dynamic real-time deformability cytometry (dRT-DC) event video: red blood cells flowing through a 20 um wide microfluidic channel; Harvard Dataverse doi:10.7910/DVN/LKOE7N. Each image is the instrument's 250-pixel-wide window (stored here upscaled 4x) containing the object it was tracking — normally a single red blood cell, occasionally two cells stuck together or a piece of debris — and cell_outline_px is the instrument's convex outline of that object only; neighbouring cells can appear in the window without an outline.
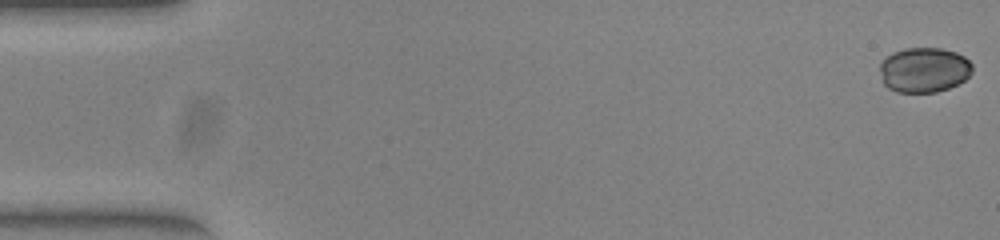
{"species": "common noctule bat (a hibernating species)", "species_latin": "Nyctalus noctula", "temperature_condition": "warm", "stored_images_in_passage": 53, "camera_frame_rate_fps": 3000, "um_per_image_px": 0.085, "animal": {"sex": "female", "body_mass_g": 23.0, "forearm_length_mm": 53.4}, "frame": {"image": 1, "passage_image": 1, "time_ms": 0.0, "image_size_px": [1000, 240], "cell_outline_px": [[972, 72], [964, 80], [948, 88], [936, 92], [896, 92], [888, 88], [884, 84], [880, 72], [880, 64], [892, 52], [904, 48], [940, 48], [956, 52], [964, 56], [972, 64]], "centroid_in_image_um": [78.54, 5.94], "position_along_channel_um": 6.5, "area_um2": 24.22}}
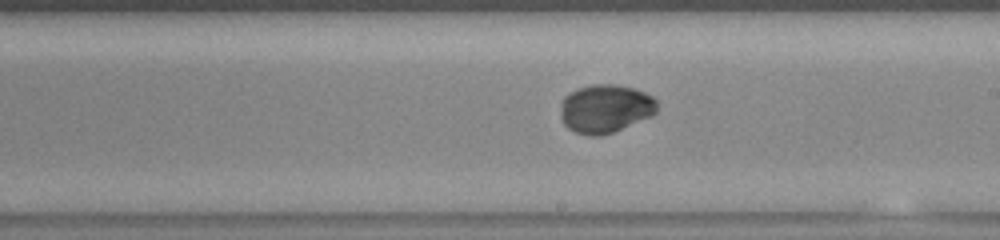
{"frame": {"image": 2, "passage_image": 30, "time_ms": 9.667, "image_size_px": [1000, 240], "cell_outline_px": [[656, 112], [652, 116], [612, 132], [600, 136], [588, 136], [576, 132], [568, 128], [564, 124], [560, 116], [560, 104], [564, 96], [576, 88], [592, 84], [616, 84], [636, 88], [652, 96], [656, 100]], "centroid_in_image_um": [51.43, 9.22], "position_along_channel_um": 237.6, "area_um2": 27.51}}
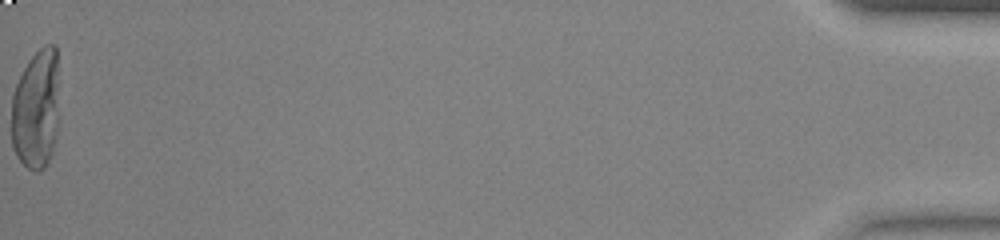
{"frame": {"image": 3, "passage_image": 53, "time_ms": 17.333, "image_size_px": [1000, 240], "cell_outline_px": [[56, 136], [52, 152], [44, 168], [40, 172], [36, 172], [28, 168], [16, 156], [12, 148], [12, 92], [28, 60], [44, 44], [56, 44]], "centroid_in_image_um": [3.03, 9.32], "position_along_channel_um": 432.2, "area_um2": 32.95}, "authors_computed_cell_mechanics": {"area_um2": 27.166, "velocity_mm_per_s": 3.9242, "shape_relaxation_time_tau1_ms": 4.7795, "shape_relaxation_time_tau2_ms": null, "deformation_change_tau1": 0.1569, "deformation_change_tau2": null}}